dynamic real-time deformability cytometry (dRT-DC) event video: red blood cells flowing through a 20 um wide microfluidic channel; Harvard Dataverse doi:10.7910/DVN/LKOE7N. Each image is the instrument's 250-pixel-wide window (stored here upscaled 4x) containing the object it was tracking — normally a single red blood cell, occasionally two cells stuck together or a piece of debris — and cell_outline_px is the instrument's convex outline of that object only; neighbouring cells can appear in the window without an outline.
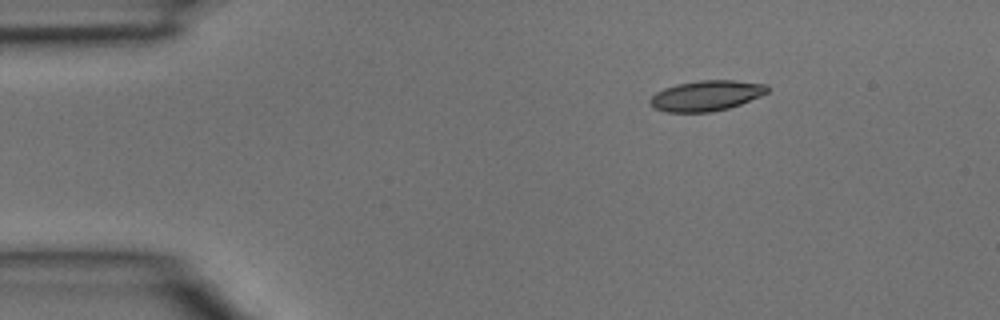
{"species": "common noctule bat (a hibernating species)", "species_latin": "Nyctalus noctula", "temperature_condition": "room temperature", "stored_images_in_passage": 5, "segment_of_instrument_passage": [2, 2], "camera_frame_rate_fps": 3000, "um_per_image_px": 0.085, "animal": {"sex": "male", "body_mass_g": 15.6}, "frame": {"image": 1, "passage_image": 5, "time_ms": 1.333, "image_size_px": [1000, 320], "cell_outline_px": [[768, 92], [760, 96], [740, 104], [728, 108], [712, 112], [668, 112], [652, 108], [648, 100], [656, 92], [664, 88], [676, 84], [700, 80], [736, 80], [768, 84]], "centroid_in_image_um": [60.02, 8.13], "position_along_channel_um": 25.0, "area_um2": 20.92}}